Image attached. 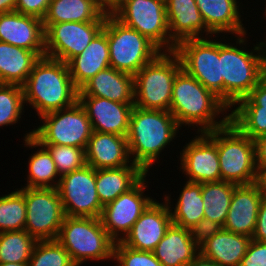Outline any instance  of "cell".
I'll return each instance as SVG.
<instances>
[{"label": "cell", "mask_w": 266, "mask_h": 266, "mask_svg": "<svg viewBox=\"0 0 266 266\" xmlns=\"http://www.w3.org/2000/svg\"><path fill=\"white\" fill-rule=\"evenodd\" d=\"M246 35L234 36L233 42L236 43L225 40V36L221 42L223 102L235 115L245 111L266 110L264 47L256 42L253 49L246 48Z\"/></svg>", "instance_id": "6da1fadb"}, {"label": "cell", "mask_w": 266, "mask_h": 266, "mask_svg": "<svg viewBox=\"0 0 266 266\" xmlns=\"http://www.w3.org/2000/svg\"><path fill=\"white\" fill-rule=\"evenodd\" d=\"M169 111L181 128L182 126L183 128L188 126V129L193 127V130L197 128L195 133L223 127L235 116L219 97L183 68L177 73L173 82Z\"/></svg>", "instance_id": "7a4b0ae2"}, {"label": "cell", "mask_w": 266, "mask_h": 266, "mask_svg": "<svg viewBox=\"0 0 266 266\" xmlns=\"http://www.w3.org/2000/svg\"><path fill=\"white\" fill-rule=\"evenodd\" d=\"M180 129L170 111L134 106L126 137L131 161L148 174L155 162L160 163L162 151L180 137L177 136Z\"/></svg>", "instance_id": "3957f363"}, {"label": "cell", "mask_w": 266, "mask_h": 266, "mask_svg": "<svg viewBox=\"0 0 266 266\" xmlns=\"http://www.w3.org/2000/svg\"><path fill=\"white\" fill-rule=\"evenodd\" d=\"M22 88L24 103L37 112L38 118L78 101V89L73 84L68 64L46 56L34 64Z\"/></svg>", "instance_id": "277c9868"}, {"label": "cell", "mask_w": 266, "mask_h": 266, "mask_svg": "<svg viewBox=\"0 0 266 266\" xmlns=\"http://www.w3.org/2000/svg\"><path fill=\"white\" fill-rule=\"evenodd\" d=\"M217 151L221 181L253 184L256 174L255 147L251 131L234 116L217 128Z\"/></svg>", "instance_id": "5b68a950"}, {"label": "cell", "mask_w": 266, "mask_h": 266, "mask_svg": "<svg viewBox=\"0 0 266 266\" xmlns=\"http://www.w3.org/2000/svg\"><path fill=\"white\" fill-rule=\"evenodd\" d=\"M56 240L68 251L77 266L87 261H113L115 241L100 218L65 216Z\"/></svg>", "instance_id": "8992f818"}, {"label": "cell", "mask_w": 266, "mask_h": 266, "mask_svg": "<svg viewBox=\"0 0 266 266\" xmlns=\"http://www.w3.org/2000/svg\"><path fill=\"white\" fill-rule=\"evenodd\" d=\"M182 69L175 52H161L134 77V106L142 109L169 111L173 82Z\"/></svg>", "instance_id": "52a82bcc"}, {"label": "cell", "mask_w": 266, "mask_h": 266, "mask_svg": "<svg viewBox=\"0 0 266 266\" xmlns=\"http://www.w3.org/2000/svg\"><path fill=\"white\" fill-rule=\"evenodd\" d=\"M103 30L107 33L110 67L135 75L162 51L147 37L117 20L110 12Z\"/></svg>", "instance_id": "ba28073f"}, {"label": "cell", "mask_w": 266, "mask_h": 266, "mask_svg": "<svg viewBox=\"0 0 266 266\" xmlns=\"http://www.w3.org/2000/svg\"><path fill=\"white\" fill-rule=\"evenodd\" d=\"M109 12L124 25L147 37L162 52H174L165 0H120Z\"/></svg>", "instance_id": "9c48e42d"}, {"label": "cell", "mask_w": 266, "mask_h": 266, "mask_svg": "<svg viewBox=\"0 0 266 266\" xmlns=\"http://www.w3.org/2000/svg\"><path fill=\"white\" fill-rule=\"evenodd\" d=\"M217 37L220 35L183 40L174 52L179 56L182 68L223 101L222 39Z\"/></svg>", "instance_id": "30bf717a"}, {"label": "cell", "mask_w": 266, "mask_h": 266, "mask_svg": "<svg viewBox=\"0 0 266 266\" xmlns=\"http://www.w3.org/2000/svg\"><path fill=\"white\" fill-rule=\"evenodd\" d=\"M38 119L41 124L32 129V137L41 145L72 146L85 150L93 133L86 111L78 101Z\"/></svg>", "instance_id": "8fae6325"}, {"label": "cell", "mask_w": 266, "mask_h": 266, "mask_svg": "<svg viewBox=\"0 0 266 266\" xmlns=\"http://www.w3.org/2000/svg\"><path fill=\"white\" fill-rule=\"evenodd\" d=\"M25 230L36 240H56L65 218L57 188L25 187Z\"/></svg>", "instance_id": "7c38bea8"}, {"label": "cell", "mask_w": 266, "mask_h": 266, "mask_svg": "<svg viewBox=\"0 0 266 266\" xmlns=\"http://www.w3.org/2000/svg\"><path fill=\"white\" fill-rule=\"evenodd\" d=\"M57 190L65 216L100 218L103 206L96 189V170L84 165L60 177Z\"/></svg>", "instance_id": "4fadbf2b"}, {"label": "cell", "mask_w": 266, "mask_h": 266, "mask_svg": "<svg viewBox=\"0 0 266 266\" xmlns=\"http://www.w3.org/2000/svg\"><path fill=\"white\" fill-rule=\"evenodd\" d=\"M146 174L133 188L119 195L103 206L100 220L108 235L115 241H122L131 231L134 223L155 200L144 192L147 189Z\"/></svg>", "instance_id": "5bb4252c"}, {"label": "cell", "mask_w": 266, "mask_h": 266, "mask_svg": "<svg viewBox=\"0 0 266 266\" xmlns=\"http://www.w3.org/2000/svg\"><path fill=\"white\" fill-rule=\"evenodd\" d=\"M195 137L179 152V171L186 181L205 183L221 181L217 151V129L195 133Z\"/></svg>", "instance_id": "9a60e30c"}, {"label": "cell", "mask_w": 266, "mask_h": 266, "mask_svg": "<svg viewBox=\"0 0 266 266\" xmlns=\"http://www.w3.org/2000/svg\"><path fill=\"white\" fill-rule=\"evenodd\" d=\"M105 22H63L43 24L45 56L68 63L90 44Z\"/></svg>", "instance_id": "2e32d148"}, {"label": "cell", "mask_w": 266, "mask_h": 266, "mask_svg": "<svg viewBox=\"0 0 266 266\" xmlns=\"http://www.w3.org/2000/svg\"><path fill=\"white\" fill-rule=\"evenodd\" d=\"M154 200L134 223L131 231L121 241L138 251H153L172 224L171 211L165 199Z\"/></svg>", "instance_id": "e0dca14e"}, {"label": "cell", "mask_w": 266, "mask_h": 266, "mask_svg": "<svg viewBox=\"0 0 266 266\" xmlns=\"http://www.w3.org/2000/svg\"><path fill=\"white\" fill-rule=\"evenodd\" d=\"M0 41L45 56V29L38 17L17 11L0 13Z\"/></svg>", "instance_id": "ac0fdd59"}, {"label": "cell", "mask_w": 266, "mask_h": 266, "mask_svg": "<svg viewBox=\"0 0 266 266\" xmlns=\"http://www.w3.org/2000/svg\"><path fill=\"white\" fill-rule=\"evenodd\" d=\"M93 131L127 137L134 103H119L95 96H78Z\"/></svg>", "instance_id": "d6986e66"}, {"label": "cell", "mask_w": 266, "mask_h": 266, "mask_svg": "<svg viewBox=\"0 0 266 266\" xmlns=\"http://www.w3.org/2000/svg\"><path fill=\"white\" fill-rule=\"evenodd\" d=\"M263 197L264 195L254 184L237 185L234 188L223 229L252 237Z\"/></svg>", "instance_id": "ffe728a7"}, {"label": "cell", "mask_w": 266, "mask_h": 266, "mask_svg": "<svg viewBox=\"0 0 266 266\" xmlns=\"http://www.w3.org/2000/svg\"><path fill=\"white\" fill-rule=\"evenodd\" d=\"M86 164L96 169L118 168L132 163L125 136L93 131L85 149Z\"/></svg>", "instance_id": "44dd1931"}, {"label": "cell", "mask_w": 266, "mask_h": 266, "mask_svg": "<svg viewBox=\"0 0 266 266\" xmlns=\"http://www.w3.org/2000/svg\"><path fill=\"white\" fill-rule=\"evenodd\" d=\"M207 29L215 36L230 37L247 33L240 0H195ZM242 11V12H240ZM230 33V34H229Z\"/></svg>", "instance_id": "7402d4cb"}, {"label": "cell", "mask_w": 266, "mask_h": 266, "mask_svg": "<svg viewBox=\"0 0 266 266\" xmlns=\"http://www.w3.org/2000/svg\"><path fill=\"white\" fill-rule=\"evenodd\" d=\"M170 38L178 44L191 39L210 37L195 0H165Z\"/></svg>", "instance_id": "603a6c76"}, {"label": "cell", "mask_w": 266, "mask_h": 266, "mask_svg": "<svg viewBox=\"0 0 266 266\" xmlns=\"http://www.w3.org/2000/svg\"><path fill=\"white\" fill-rule=\"evenodd\" d=\"M78 96H95L119 103H134V77L109 67L88 80L78 90Z\"/></svg>", "instance_id": "cb8c5ba5"}, {"label": "cell", "mask_w": 266, "mask_h": 266, "mask_svg": "<svg viewBox=\"0 0 266 266\" xmlns=\"http://www.w3.org/2000/svg\"><path fill=\"white\" fill-rule=\"evenodd\" d=\"M74 86L79 90L99 71L110 67L107 33L102 29L83 50L68 63Z\"/></svg>", "instance_id": "d4e9b609"}, {"label": "cell", "mask_w": 266, "mask_h": 266, "mask_svg": "<svg viewBox=\"0 0 266 266\" xmlns=\"http://www.w3.org/2000/svg\"><path fill=\"white\" fill-rule=\"evenodd\" d=\"M152 252L162 266H189L199 253V246L189 229L172 223Z\"/></svg>", "instance_id": "484cf974"}, {"label": "cell", "mask_w": 266, "mask_h": 266, "mask_svg": "<svg viewBox=\"0 0 266 266\" xmlns=\"http://www.w3.org/2000/svg\"><path fill=\"white\" fill-rule=\"evenodd\" d=\"M108 12L99 0H50L42 22H105Z\"/></svg>", "instance_id": "4316f807"}, {"label": "cell", "mask_w": 266, "mask_h": 266, "mask_svg": "<svg viewBox=\"0 0 266 266\" xmlns=\"http://www.w3.org/2000/svg\"><path fill=\"white\" fill-rule=\"evenodd\" d=\"M252 238L223 228L199 246V252L223 266H240Z\"/></svg>", "instance_id": "83f0119b"}, {"label": "cell", "mask_w": 266, "mask_h": 266, "mask_svg": "<svg viewBox=\"0 0 266 266\" xmlns=\"http://www.w3.org/2000/svg\"><path fill=\"white\" fill-rule=\"evenodd\" d=\"M146 173L133 162L118 168L96 169V189L102 206L133 188Z\"/></svg>", "instance_id": "f1b7e54d"}, {"label": "cell", "mask_w": 266, "mask_h": 266, "mask_svg": "<svg viewBox=\"0 0 266 266\" xmlns=\"http://www.w3.org/2000/svg\"><path fill=\"white\" fill-rule=\"evenodd\" d=\"M33 131L23 136L24 147L38 148L29 156L27 183L23 187L57 188L60 175L49 151L32 137ZM56 179V180H55Z\"/></svg>", "instance_id": "f546056e"}, {"label": "cell", "mask_w": 266, "mask_h": 266, "mask_svg": "<svg viewBox=\"0 0 266 266\" xmlns=\"http://www.w3.org/2000/svg\"><path fill=\"white\" fill-rule=\"evenodd\" d=\"M39 59L31 50L0 41V84L22 86Z\"/></svg>", "instance_id": "4dcf8cb0"}, {"label": "cell", "mask_w": 266, "mask_h": 266, "mask_svg": "<svg viewBox=\"0 0 266 266\" xmlns=\"http://www.w3.org/2000/svg\"><path fill=\"white\" fill-rule=\"evenodd\" d=\"M177 202H171V195L164 194L171 211L172 223L182 228L190 229L204 218V206L202 200V183L185 181ZM172 204V205H171ZM173 207V208H172ZM174 209V210H173Z\"/></svg>", "instance_id": "1f68e13d"}, {"label": "cell", "mask_w": 266, "mask_h": 266, "mask_svg": "<svg viewBox=\"0 0 266 266\" xmlns=\"http://www.w3.org/2000/svg\"><path fill=\"white\" fill-rule=\"evenodd\" d=\"M236 186L237 184L227 181L202 183L204 218L223 227Z\"/></svg>", "instance_id": "d6a6232c"}, {"label": "cell", "mask_w": 266, "mask_h": 266, "mask_svg": "<svg viewBox=\"0 0 266 266\" xmlns=\"http://www.w3.org/2000/svg\"><path fill=\"white\" fill-rule=\"evenodd\" d=\"M36 240L24 229L0 233V263H28Z\"/></svg>", "instance_id": "836d02e7"}, {"label": "cell", "mask_w": 266, "mask_h": 266, "mask_svg": "<svg viewBox=\"0 0 266 266\" xmlns=\"http://www.w3.org/2000/svg\"><path fill=\"white\" fill-rule=\"evenodd\" d=\"M25 187L0 196V233L25 229Z\"/></svg>", "instance_id": "e575fe53"}, {"label": "cell", "mask_w": 266, "mask_h": 266, "mask_svg": "<svg viewBox=\"0 0 266 266\" xmlns=\"http://www.w3.org/2000/svg\"><path fill=\"white\" fill-rule=\"evenodd\" d=\"M23 88L16 84H0V127L16 125L25 112Z\"/></svg>", "instance_id": "d590c367"}, {"label": "cell", "mask_w": 266, "mask_h": 266, "mask_svg": "<svg viewBox=\"0 0 266 266\" xmlns=\"http://www.w3.org/2000/svg\"><path fill=\"white\" fill-rule=\"evenodd\" d=\"M28 266H77L57 240L36 241Z\"/></svg>", "instance_id": "8d00e7d4"}, {"label": "cell", "mask_w": 266, "mask_h": 266, "mask_svg": "<svg viewBox=\"0 0 266 266\" xmlns=\"http://www.w3.org/2000/svg\"><path fill=\"white\" fill-rule=\"evenodd\" d=\"M235 116L251 131L256 165H266V110L245 111Z\"/></svg>", "instance_id": "74e56055"}, {"label": "cell", "mask_w": 266, "mask_h": 266, "mask_svg": "<svg viewBox=\"0 0 266 266\" xmlns=\"http://www.w3.org/2000/svg\"><path fill=\"white\" fill-rule=\"evenodd\" d=\"M51 154L60 176L86 165L83 148L61 145H43Z\"/></svg>", "instance_id": "f35d334b"}, {"label": "cell", "mask_w": 266, "mask_h": 266, "mask_svg": "<svg viewBox=\"0 0 266 266\" xmlns=\"http://www.w3.org/2000/svg\"><path fill=\"white\" fill-rule=\"evenodd\" d=\"M113 261L115 266H162L152 251L134 250L121 241L114 244Z\"/></svg>", "instance_id": "ab89813d"}, {"label": "cell", "mask_w": 266, "mask_h": 266, "mask_svg": "<svg viewBox=\"0 0 266 266\" xmlns=\"http://www.w3.org/2000/svg\"><path fill=\"white\" fill-rule=\"evenodd\" d=\"M223 227L210 219L203 218L197 224L193 225L189 231L192 239L200 246L207 239L218 233Z\"/></svg>", "instance_id": "60d3db41"}, {"label": "cell", "mask_w": 266, "mask_h": 266, "mask_svg": "<svg viewBox=\"0 0 266 266\" xmlns=\"http://www.w3.org/2000/svg\"><path fill=\"white\" fill-rule=\"evenodd\" d=\"M240 266H266V242L251 240Z\"/></svg>", "instance_id": "b9f144b4"}, {"label": "cell", "mask_w": 266, "mask_h": 266, "mask_svg": "<svg viewBox=\"0 0 266 266\" xmlns=\"http://www.w3.org/2000/svg\"><path fill=\"white\" fill-rule=\"evenodd\" d=\"M50 0H16L15 11L43 19L48 11Z\"/></svg>", "instance_id": "7bdbcfd3"}, {"label": "cell", "mask_w": 266, "mask_h": 266, "mask_svg": "<svg viewBox=\"0 0 266 266\" xmlns=\"http://www.w3.org/2000/svg\"><path fill=\"white\" fill-rule=\"evenodd\" d=\"M251 238L252 240L266 242V196L261 201L255 231Z\"/></svg>", "instance_id": "ee69618b"}, {"label": "cell", "mask_w": 266, "mask_h": 266, "mask_svg": "<svg viewBox=\"0 0 266 266\" xmlns=\"http://www.w3.org/2000/svg\"><path fill=\"white\" fill-rule=\"evenodd\" d=\"M253 184L266 196V165H256V174Z\"/></svg>", "instance_id": "f6af8a7d"}, {"label": "cell", "mask_w": 266, "mask_h": 266, "mask_svg": "<svg viewBox=\"0 0 266 266\" xmlns=\"http://www.w3.org/2000/svg\"><path fill=\"white\" fill-rule=\"evenodd\" d=\"M189 266H223L203 256L200 252L194 257Z\"/></svg>", "instance_id": "bcb514c9"}, {"label": "cell", "mask_w": 266, "mask_h": 266, "mask_svg": "<svg viewBox=\"0 0 266 266\" xmlns=\"http://www.w3.org/2000/svg\"><path fill=\"white\" fill-rule=\"evenodd\" d=\"M16 0H0V13L15 11Z\"/></svg>", "instance_id": "7dc6e473"}, {"label": "cell", "mask_w": 266, "mask_h": 266, "mask_svg": "<svg viewBox=\"0 0 266 266\" xmlns=\"http://www.w3.org/2000/svg\"><path fill=\"white\" fill-rule=\"evenodd\" d=\"M108 11L111 10L120 0H99Z\"/></svg>", "instance_id": "c3c4849f"}, {"label": "cell", "mask_w": 266, "mask_h": 266, "mask_svg": "<svg viewBox=\"0 0 266 266\" xmlns=\"http://www.w3.org/2000/svg\"><path fill=\"white\" fill-rule=\"evenodd\" d=\"M0 266H28V263H0Z\"/></svg>", "instance_id": "681fc988"}, {"label": "cell", "mask_w": 266, "mask_h": 266, "mask_svg": "<svg viewBox=\"0 0 266 266\" xmlns=\"http://www.w3.org/2000/svg\"><path fill=\"white\" fill-rule=\"evenodd\" d=\"M263 47H264V54H265V68H266V41H265V43L263 44Z\"/></svg>", "instance_id": "f907efd6"}, {"label": "cell", "mask_w": 266, "mask_h": 266, "mask_svg": "<svg viewBox=\"0 0 266 266\" xmlns=\"http://www.w3.org/2000/svg\"><path fill=\"white\" fill-rule=\"evenodd\" d=\"M264 6H266V4ZM264 11H265L264 14H265V17H266V7H265V10ZM265 40H266V36H265V38H264L263 41H261V39H260L259 42L262 43V44H264L265 43Z\"/></svg>", "instance_id": "816d5d0a"}]
</instances>
